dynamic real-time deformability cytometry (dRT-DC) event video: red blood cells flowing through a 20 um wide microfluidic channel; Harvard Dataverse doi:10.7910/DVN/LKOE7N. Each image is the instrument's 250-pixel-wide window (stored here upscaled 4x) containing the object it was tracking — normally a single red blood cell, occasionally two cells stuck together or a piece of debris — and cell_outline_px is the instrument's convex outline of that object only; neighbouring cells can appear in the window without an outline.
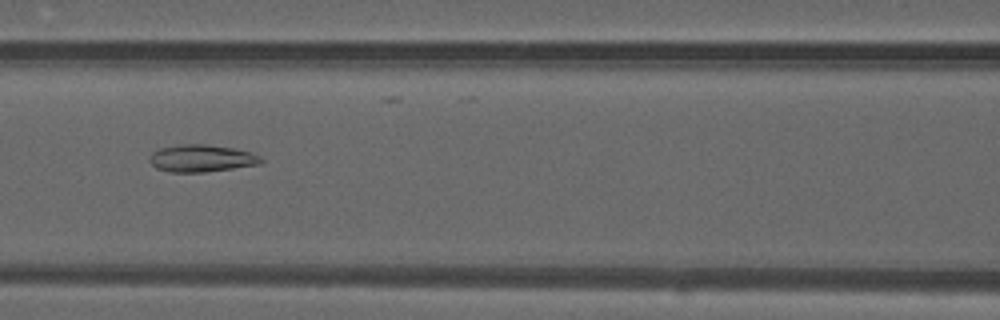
{"species": "common noctule bat (a hibernating species)", "species_latin": "Nyctalus noctula", "temperature_condition": "warm", "stored_images_in_passage": 38, "camera_frame_rate_fps": 3000, "um_per_image_px": 0.085, "animal": {"sex": "male", "forearm_length_mm": 52.5}, "frame": {"image": 1, "passage_image": 11, "time_ms": 3.333, "image_size_px": [1000, 320], "cell_outline_px": [[264, 160], [260, 164], [204, 172], [168, 172], [156, 168], [148, 160], [152, 152], [160, 148], [180, 144], [208, 144], [232, 148], [252, 152], [260, 156]], "centroid_in_image_um": [17.12, 13.45], "position_along_channel_um": 149.5, "area_um2": 17.74}}
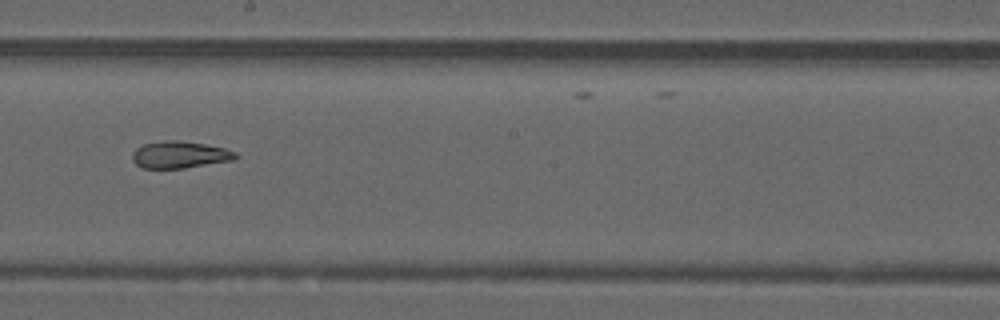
{"frame": {"image": 2, "passage_image": 17, "time_ms": 5.333, "image_size_px": [1000, 320], "cell_outline_px": [[240, 156], [232, 160], [184, 168], [144, 168], [136, 164], [132, 160], [132, 152], [136, 148], [144, 144], [164, 140], [176, 140], [204, 144], [224, 148], [236, 152]], "centroid_in_image_um": [15.27, 13.15], "position_along_channel_um": 232.9, "area_um2": 16.13}}
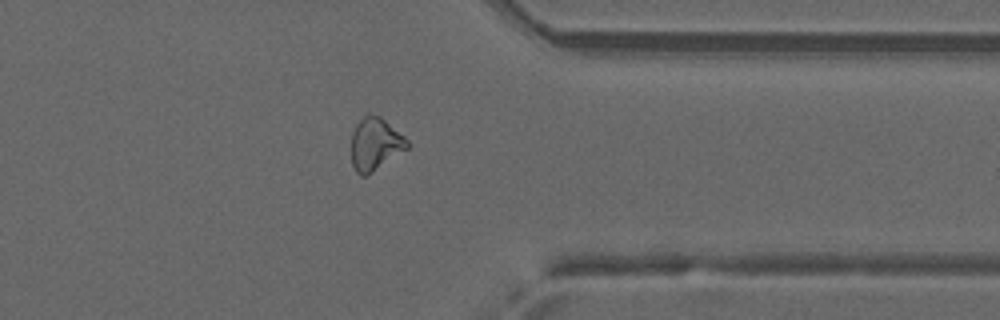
{"frame": {"image": 3, "passage_image": 28, "time_ms": 9.0, "image_size_px": [1000, 320], "cell_outline_px": [[408, 148], [368, 176], [360, 176], [356, 172], [352, 164], [352, 132], [356, 124], [368, 112], [380, 116], [404, 136], [408, 140]], "centroid_in_image_um": [31.88, 12.26], "position_along_channel_um": 379.5, "area_um2": 17.22}, "authors_computed_cell_mechanics": {"area_um2": 17.629, "velocity_mm_per_s": 4.1933, "shape_relaxation_time_tau1_ms": null, "shape_relaxation_time_tau2_ms": 2.8219, "deformation_change_tau1": null, "deformation_change_tau2": 0.0989}}